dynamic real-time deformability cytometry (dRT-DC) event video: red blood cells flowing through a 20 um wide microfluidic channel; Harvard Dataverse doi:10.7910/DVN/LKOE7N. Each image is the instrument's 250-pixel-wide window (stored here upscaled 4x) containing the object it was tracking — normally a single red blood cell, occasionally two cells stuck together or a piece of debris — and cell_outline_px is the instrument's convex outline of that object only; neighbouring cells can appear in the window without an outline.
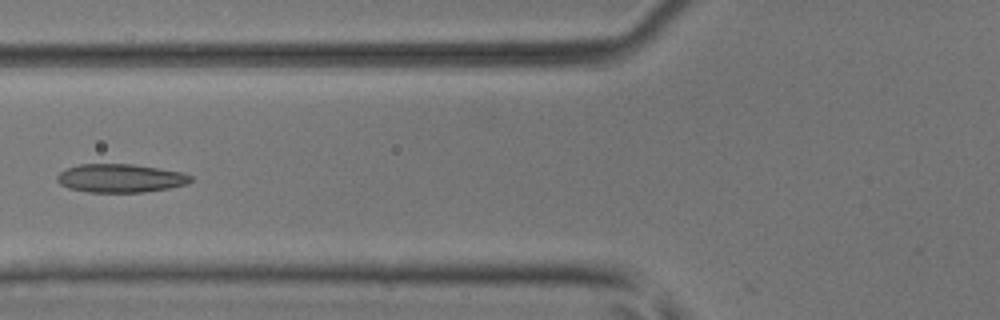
{"species": "common noctule bat (a hibernating species)", "species_latin": "Nyctalus noctula", "temperature_condition": "room temperature", "stored_images_in_passage": 3, "camera_frame_rate_fps": 3000, "um_per_image_px": 0.085, "animal": {"sex": "male", "body_mass_g": 17.9, "forearm_length_mm": 54.2}, "frame": {"image": 1, "passage_image": 3, "time_ms": 0.667, "image_size_px": [1000, 320], "cell_outline_px": [[192, 180], [188, 184], [168, 188], [144, 192], [88, 192], [68, 188], [60, 184], [56, 180], [56, 176], [60, 172], [68, 168], [80, 164], [132, 164], [184, 172], [192, 176]], "centroid_in_image_um": [10.24, 15.15], "position_along_channel_um": 115.6, "area_um2": 22.2}}